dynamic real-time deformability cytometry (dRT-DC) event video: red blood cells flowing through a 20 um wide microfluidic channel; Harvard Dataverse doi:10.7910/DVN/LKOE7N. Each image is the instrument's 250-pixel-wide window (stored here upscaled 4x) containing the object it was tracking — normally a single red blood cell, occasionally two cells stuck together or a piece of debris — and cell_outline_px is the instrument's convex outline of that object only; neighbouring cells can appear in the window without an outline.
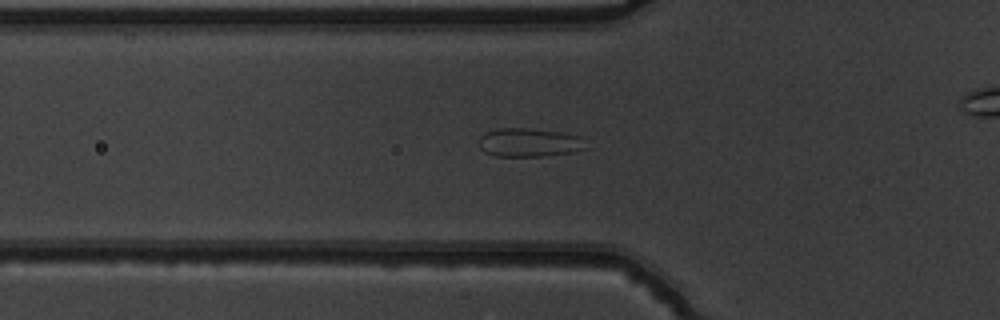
{"species": "common noctule bat (a hibernating species)", "species_latin": "Nyctalus noctula", "temperature_condition": "warm", "stored_images_in_passage": 34, "camera_frame_rate_fps": 3000, "um_per_image_px": 0.085, "animal": {"sex": "male", "body_mass_g": 19.5, "forearm_length_mm": 54.6}, "frame": {"image": 1, "passage_image": 7, "time_ms": 2.0, "image_size_px": [1000, 320], "cell_outline_px": [[584, 148], [572, 152], [540, 156], [496, 156], [484, 152], [480, 148], [480, 136], [484, 132], [496, 128], [528, 128], [560, 132], [580, 136]], "centroid_in_image_um": [44.89, 12.1], "position_along_channel_um": 80.9, "area_um2": 17.63}}
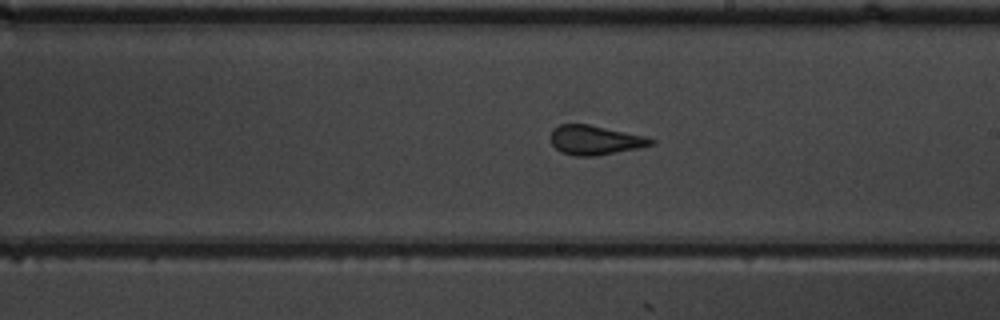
{"frame": {"image": 2, "passage_image": 19, "time_ms": 6.0, "image_size_px": [1000, 320], "cell_outline_px": [[656, 140], [652, 144], [640, 148], [596, 156], [576, 156], [560, 152], [552, 144], [552, 128], [560, 124], [588, 124], [644, 136]], "centroid_in_image_um": [50.57, 11.91], "position_along_channel_um": 238.4, "area_um2": 17.05}}
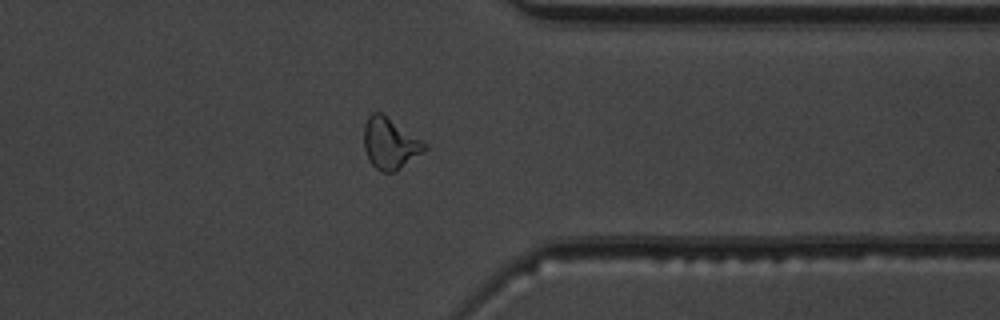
{"frame": {"image": 3, "passage_image": 30, "time_ms": 9.667, "image_size_px": [1000, 320], "cell_outline_px": [[428, 148], [396, 172], [380, 172], [372, 164], [364, 148], [364, 124], [368, 116], [372, 112], [380, 112], [428, 144]], "centroid_in_image_um": [33.15, 12.2], "position_along_channel_um": 378.3, "area_um2": 17.98}}